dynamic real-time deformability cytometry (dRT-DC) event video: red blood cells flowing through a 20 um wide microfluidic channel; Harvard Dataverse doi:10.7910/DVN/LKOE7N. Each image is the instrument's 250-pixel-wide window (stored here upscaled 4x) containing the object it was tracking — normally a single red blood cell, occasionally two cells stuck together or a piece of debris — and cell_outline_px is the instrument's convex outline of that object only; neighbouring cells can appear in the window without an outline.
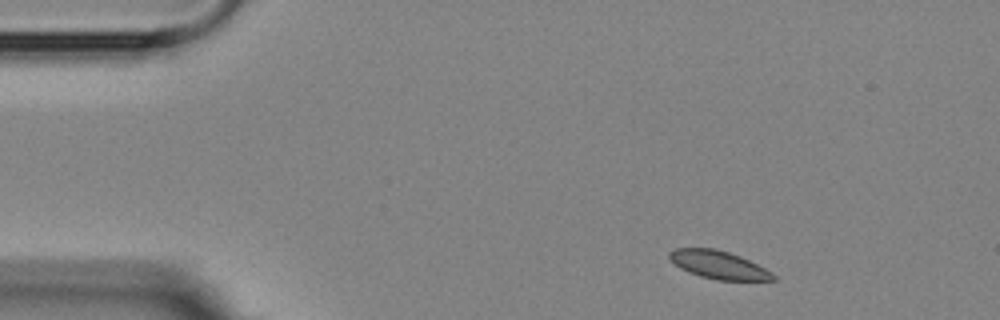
{"species": "Egyptian fruit bat (a non-hibernating species)", "species_latin": "Rousettus aegyptiacus", "temperature_condition": "room temperature", "stored_images_in_passage": 9, "camera_frame_rate_fps": 3000, "um_per_image_px": 0.085, "animal": {"sex": "female"}, "frame": {"image": 1, "passage_image": 1, "time_ms": 0.0, "image_size_px": [1000, 320], "cell_outline_px": [[776, 280], [716, 280], [700, 276], [688, 272], [680, 268], [668, 256], [668, 252], [676, 248], [716, 248], [740, 256], [772, 272], [776, 276]], "centroid_in_image_um": [61.07, 22.51], "position_along_channel_um": 23.9, "area_um2": 16.82}}
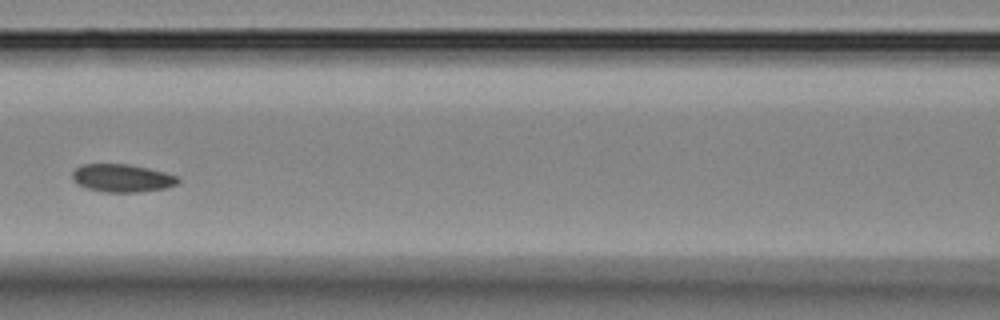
{"frame": {"image": 2, "passage_image": 6, "time_ms": 5.667, "image_size_px": [1000, 320], "cell_outline_px": [[180, 180], [176, 184], [164, 188], [140, 192], [104, 192], [88, 188], [76, 184], [72, 180], [72, 172], [80, 164], [128, 164], [148, 168], [164, 172], [176, 176]], "centroid_in_image_um": [10.33, 15.13], "position_along_channel_um": 156.3, "area_um2": 17.17}}
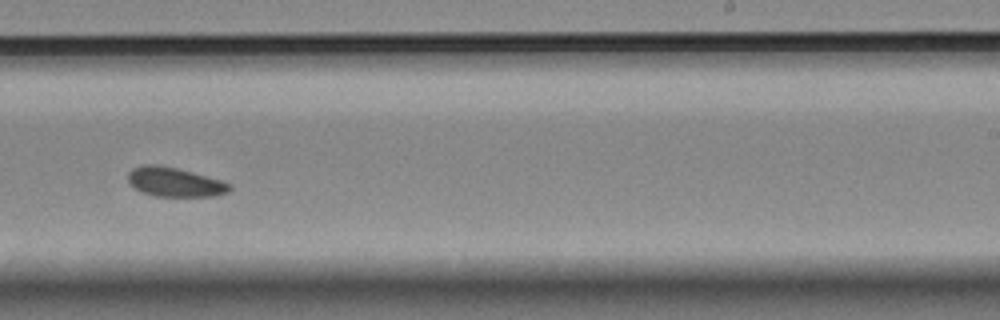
{"frame": {"image": 3, "passage_image": 9, "time_ms": 9.0, "image_size_px": [1000, 320], "cell_outline_px": [[232, 188], [228, 192], [216, 196], [156, 196], [132, 188], [128, 180], [128, 172], [132, 168], [144, 164], [156, 164], [176, 168], [192, 172], [220, 180], [232, 184]], "centroid_in_image_um": [14.84, 15.47], "position_along_channel_um": 274.2, "area_um2": 17.34}}